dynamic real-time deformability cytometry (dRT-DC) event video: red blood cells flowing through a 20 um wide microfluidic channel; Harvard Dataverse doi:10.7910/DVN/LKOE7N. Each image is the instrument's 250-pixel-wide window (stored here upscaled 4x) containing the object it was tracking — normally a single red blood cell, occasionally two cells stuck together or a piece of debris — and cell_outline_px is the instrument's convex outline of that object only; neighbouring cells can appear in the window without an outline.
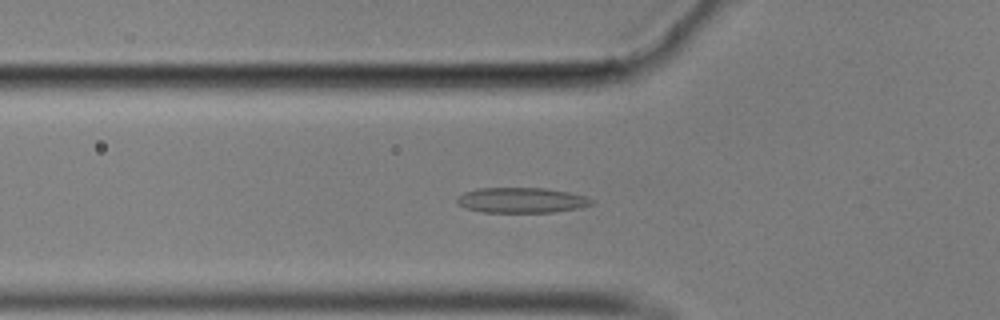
{"species": "common noctule bat (a hibernating species)", "species_latin": "Nyctalus noctula", "temperature_condition": "cold", "stored_images_in_passage": 57, "camera_frame_rate_fps": 3000, "um_per_image_px": 0.085, "animal": {"sex": "male", "body_mass_g": 17.9}, "frame": {"image": 1, "passage_image": 20, "time_ms": 6.333, "image_size_px": [1000, 320], "cell_outline_px": [[596, 200], [592, 204], [580, 208], [556, 212], [484, 212], [464, 208], [456, 204], [456, 196], [464, 192], [480, 188], [544, 188], [568, 192], [588, 196]], "centroid_in_image_um": [44.34, 17.02], "position_along_channel_um": 81.5, "area_um2": 20.11}}
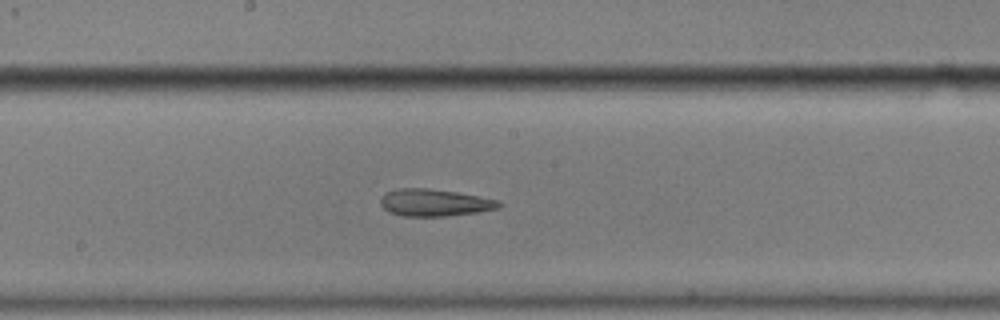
{"frame": {"image": 2, "passage_image": 31, "time_ms": 10.0, "image_size_px": [1000, 320], "cell_outline_px": [[500, 208], [476, 212], [444, 216], [404, 216], [388, 212], [380, 204], [380, 196], [384, 192], [396, 188], [428, 188], [456, 192], [496, 200], [500, 204]], "centroid_in_image_um": [36.83, 17.21], "position_along_channel_um": 211.4, "area_um2": 18.61}}
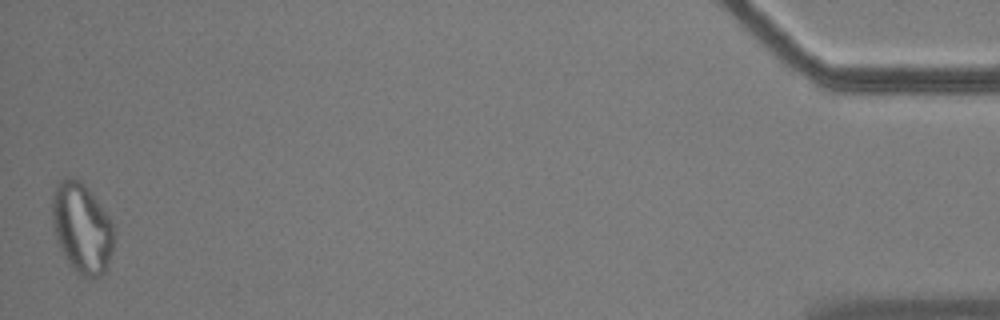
{"frame": {"image": 3, "passage_image": 57, "time_ms": 18.667, "image_size_px": [1000, 320], "cell_outline_px": [[112, 252], [108, 268], [96, 280], [88, 280], [80, 276], [72, 268], [64, 256], [60, 248], [52, 224], [52, 196], [60, 180], [68, 176], [72, 176], [80, 180], [84, 184], [108, 216], [112, 224]], "centroid_in_image_um": [6.94, 19.44], "position_along_channel_um": 428.3, "area_um2": 32.48}, "authors_computed_cell_mechanics": {"area_um2": 20.0566, "velocity_mm_per_s": 3.5174, "shape_relaxation_time_tau1_ms": null, "shape_relaxation_time_tau2_ms": 3.6997, "deformation_change_tau1": null, "deformation_change_tau2": 0.1185}}